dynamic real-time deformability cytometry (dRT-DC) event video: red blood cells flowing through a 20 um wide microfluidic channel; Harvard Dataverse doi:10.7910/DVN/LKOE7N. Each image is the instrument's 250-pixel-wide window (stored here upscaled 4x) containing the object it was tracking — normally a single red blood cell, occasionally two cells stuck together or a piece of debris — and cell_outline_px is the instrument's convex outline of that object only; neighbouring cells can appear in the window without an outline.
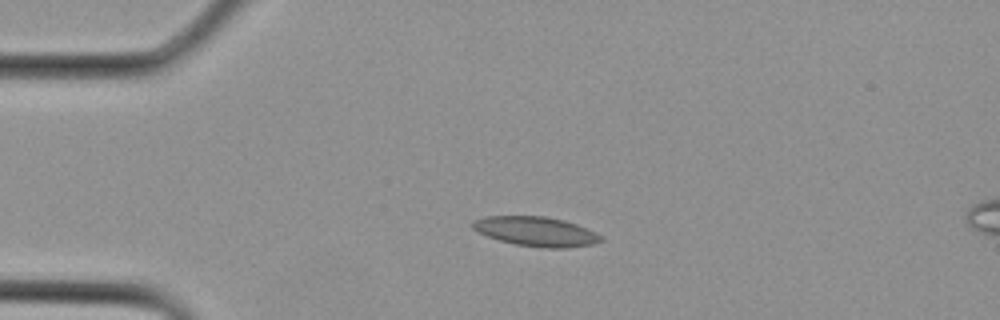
{"species": "Egyptian fruit bat (a non-hibernating species)", "species_latin": "Rousettus aegyptiacus", "temperature_condition": "cold", "stored_images_in_passage": 7, "camera_frame_rate_fps": 3000, "um_per_image_px": 0.085, "animal": {"sex": "female"}, "frame": {"image": 1, "passage_image": 1, "time_ms": 0.0, "image_size_px": [1000, 320], "cell_outline_px": [[604, 240], [592, 244], [568, 248], [544, 248], [516, 244], [500, 240], [488, 236], [472, 228], [472, 220], [484, 216], [544, 216], [564, 220], [576, 224], [596, 232], [604, 236]], "centroid_in_image_um": [45.59, 19.67], "position_along_channel_um": 39.4, "area_um2": 22.08}}
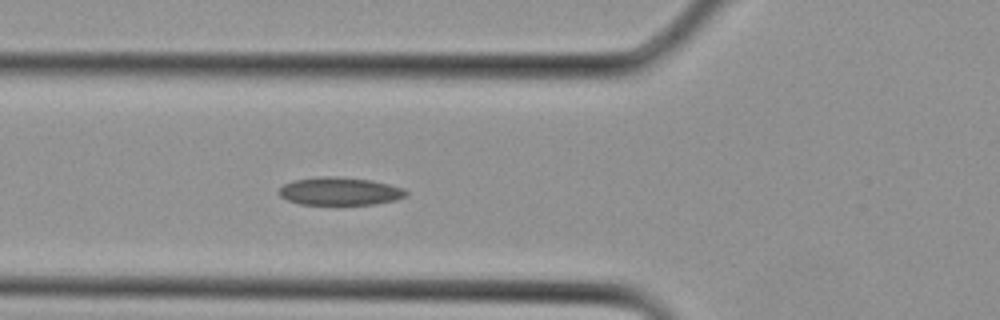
{"frame": {"image": 2, "passage_image": 5, "time_ms": 1.333, "image_size_px": [1000, 320], "cell_outline_px": [[408, 196], [396, 200], [376, 204], [300, 204], [288, 200], [280, 196], [280, 188], [284, 184], [292, 180], [324, 176], [336, 176], [372, 180], [404, 188], [408, 192]], "centroid_in_image_um": [28.92, 16.25], "position_along_channel_um": 96.9, "area_um2": 20.69}}
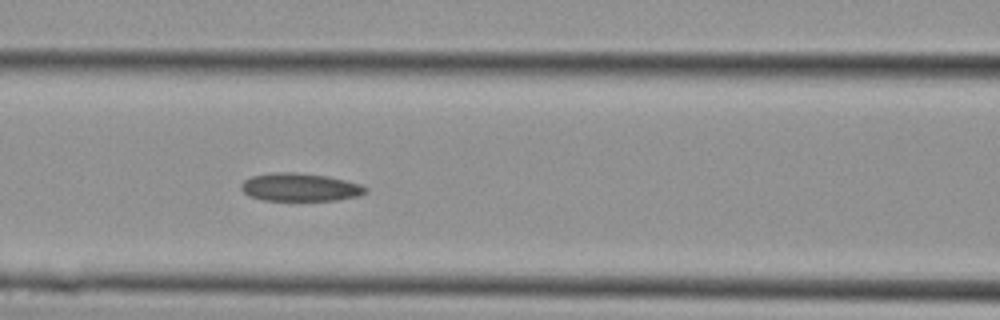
{"frame": {"image": 3, "passage_image": 7, "time_ms": 2.0, "image_size_px": [1000, 320], "cell_outline_px": [[368, 192], [360, 196], [336, 200], [264, 200], [248, 196], [240, 188], [240, 184], [244, 180], [252, 176], [272, 172], [300, 172], [328, 176], [360, 184], [368, 188]], "centroid_in_image_um": [25.51, 15.91], "position_along_channel_um": 141.1, "area_um2": 20.52}}